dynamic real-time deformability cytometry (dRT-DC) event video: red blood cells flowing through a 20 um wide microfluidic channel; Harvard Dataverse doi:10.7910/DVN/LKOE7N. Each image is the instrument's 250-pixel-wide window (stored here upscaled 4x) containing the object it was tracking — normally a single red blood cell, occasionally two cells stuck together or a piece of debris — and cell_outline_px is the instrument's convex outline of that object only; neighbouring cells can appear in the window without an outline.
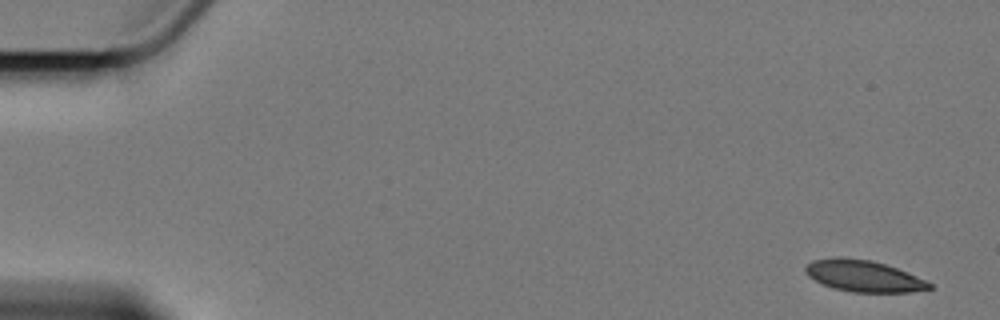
{"species": "Egyptian fruit bat (a non-hibernating species)", "species_latin": "Rousettus aegyptiacus", "temperature_condition": "cold", "stored_images_in_passage": 5, "segment_of_instrument_passage": [1, 2], "camera_frame_rate_fps": 3000, "um_per_image_px": 0.085, "animal": {"sex": "female"}, "frame": {"image": 1, "passage_image": 1, "time_ms": 0.0, "image_size_px": [1000, 320], "cell_outline_px": [[932, 288], [912, 292], [852, 292], [836, 288], [824, 284], [808, 276], [804, 268], [812, 260], [832, 256], [840, 256], [872, 260], [896, 268], [916, 276], [932, 284]], "centroid_in_image_um": [73.38, 23.44], "position_along_channel_um": 11.6, "area_um2": 22.6}}